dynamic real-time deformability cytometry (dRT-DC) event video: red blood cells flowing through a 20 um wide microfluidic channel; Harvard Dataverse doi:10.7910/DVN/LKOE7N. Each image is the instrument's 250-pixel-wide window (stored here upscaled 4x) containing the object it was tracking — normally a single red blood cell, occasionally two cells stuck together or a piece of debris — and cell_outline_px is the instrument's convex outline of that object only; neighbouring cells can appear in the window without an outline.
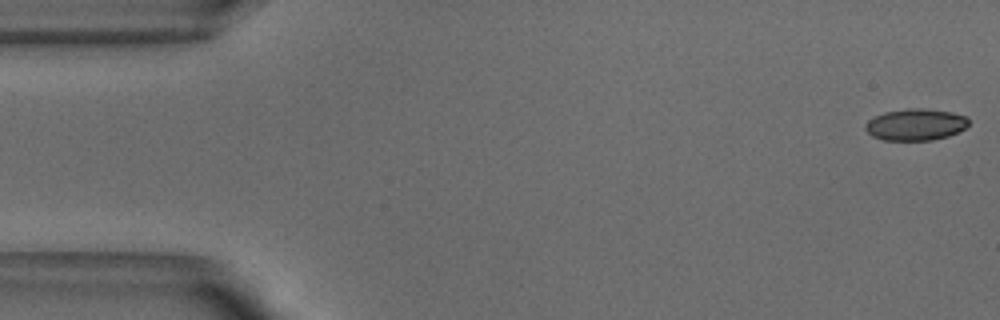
{"species": "common noctule bat (a hibernating species)", "species_latin": "Nyctalus noctula", "temperature_condition": "warm", "stored_images_in_passage": 52, "camera_frame_rate_fps": 3000, "um_per_image_px": 0.085, "animal": {"sex": "male", "body_mass_g": 18.8}, "frame": {"image": 1, "passage_image": 1, "time_ms": 0.0, "image_size_px": [1000, 320], "cell_outline_px": [[968, 124], [964, 128], [948, 136], [932, 140], [884, 140], [872, 136], [864, 128], [864, 124], [872, 116], [884, 112], [908, 108], [924, 108], [952, 112], [964, 116], [968, 120]], "centroid_in_image_um": [77.77, 10.58], "position_along_channel_um": 7.2, "area_um2": 19.07}}
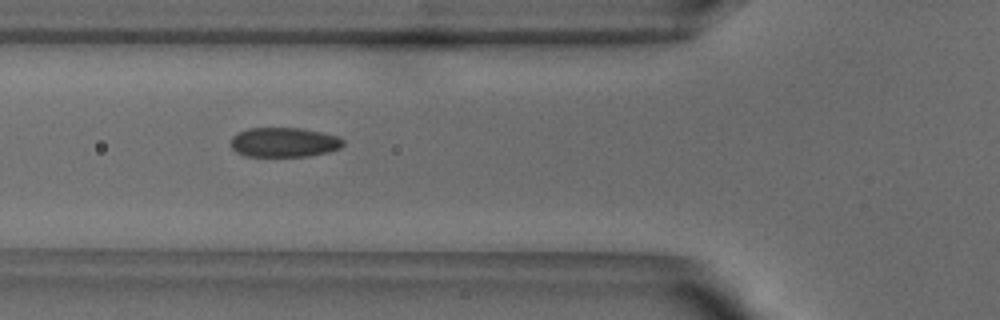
{"frame": {"image": 2, "passage_image": 18, "time_ms": 5.667, "image_size_px": [1000, 320], "cell_outline_px": [[344, 144], [340, 148], [328, 152], [308, 156], [244, 156], [236, 152], [228, 144], [232, 136], [236, 132], [248, 128], [300, 128], [340, 136], [344, 140]], "centroid_in_image_um": [24.1, 12.09], "position_along_channel_um": 101.7, "area_um2": 19.65}}
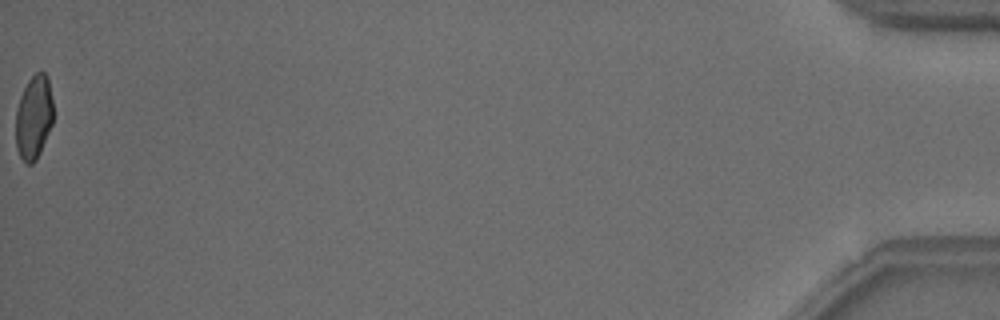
{"frame": {"image": 3, "passage_image": 52, "time_ms": 17.0, "image_size_px": [1000, 320], "cell_outline_px": [[52, 124], [40, 152], [36, 160], [32, 164], [28, 164], [20, 156], [16, 148], [16, 108], [20, 96], [28, 80], [36, 72], [44, 72], [48, 76], [52, 100]], "centroid_in_image_um": [2.86, 9.95], "position_along_channel_um": 432.3, "area_um2": 18.26}, "authors_computed_cell_mechanics": {"area_um2": 19.7098, "velocity_mm_per_s": 3.8532, "shape_relaxation_time_tau1_ms": 3.8364, "shape_relaxation_time_tau2_ms": 0.8123, "deformation_change_tau1": 0.1257, "deformation_change_tau2": 0.0561}}